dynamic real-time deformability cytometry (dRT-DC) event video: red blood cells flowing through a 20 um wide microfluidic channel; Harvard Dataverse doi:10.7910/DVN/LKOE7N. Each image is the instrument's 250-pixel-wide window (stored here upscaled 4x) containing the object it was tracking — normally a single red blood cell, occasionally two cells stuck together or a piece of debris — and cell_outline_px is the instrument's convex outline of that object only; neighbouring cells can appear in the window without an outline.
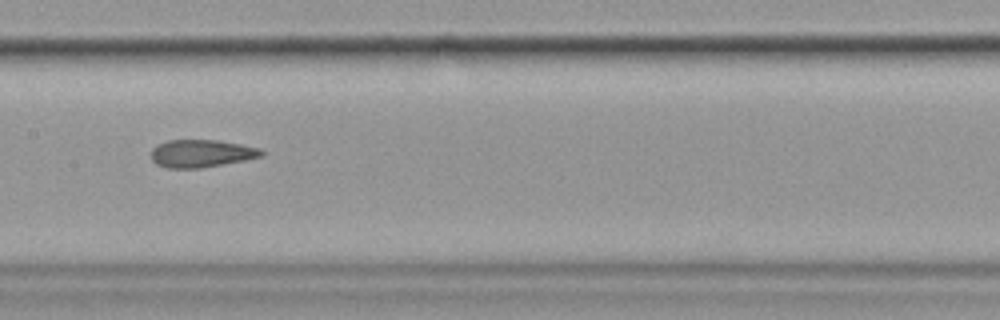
{"species": "common noctule bat (a hibernating species)", "species_latin": "Nyctalus noctula", "temperature_condition": "cold", "stored_images_in_passage": 13, "camera_frame_rate_fps": 3000, "um_per_image_px": 0.085, "animal": {"sex": "female", "body_mass_g": 19.9}, "frame": {"image": 1, "passage_image": 8, "time_ms": 9.0, "image_size_px": [1000, 320], "cell_outline_px": [[264, 156], [244, 160], [200, 168], [168, 168], [156, 164], [152, 160], [152, 148], [156, 144], [168, 140], [216, 140], [240, 144], [260, 148], [264, 152]], "centroid_in_image_um": [17.1, 13.04], "position_along_channel_um": 190.3, "area_um2": 17.74}}